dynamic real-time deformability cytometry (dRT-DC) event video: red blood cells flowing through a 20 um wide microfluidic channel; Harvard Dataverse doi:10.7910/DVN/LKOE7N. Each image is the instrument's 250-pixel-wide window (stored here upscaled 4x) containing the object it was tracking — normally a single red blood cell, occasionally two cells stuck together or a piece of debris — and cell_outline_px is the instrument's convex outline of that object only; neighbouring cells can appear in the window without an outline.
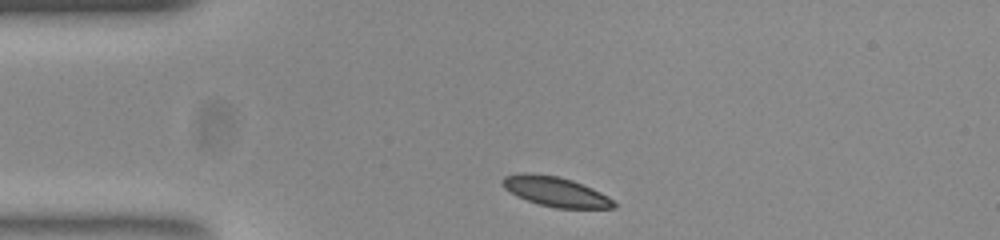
{"species": "common noctule bat (a hibernating species)", "species_latin": "Nyctalus noctula", "temperature_condition": "room temperature", "stored_images_in_passage": 35, "camera_frame_rate_fps": 3000, "um_per_image_px": 0.085, "animal": {"sex": "female", "body_mass_g": 23.0, "forearm_length_mm": 53.4}, "frame": {"image": 1, "passage_image": 1, "time_ms": 0.0, "image_size_px": [1000, 240], "cell_outline_px": [[616, 208], [556, 208], [540, 204], [516, 196], [504, 188], [504, 176], [556, 176], [572, 180], [592, 188], [608, 196], [616, 204]], "centroid_in_image_um": [47.34, 16.35], "position_along_channel_um": 37.7, "area_um2": 18.26}}
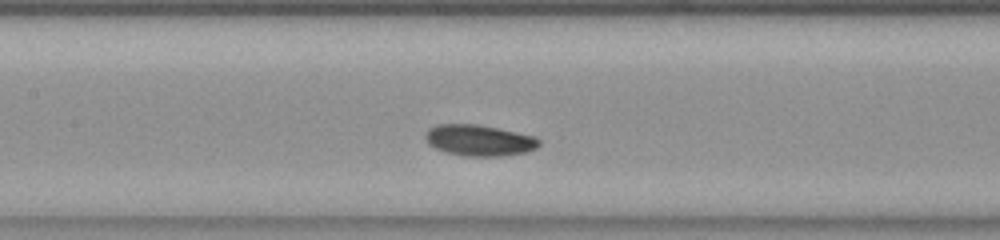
{"frame": {"image": 2, "passage_image": 14, "time_ms": 4.333, "image_size_px": [1000, 240], "cell_outline_px": [[540, 144], [536, 148], [528, 152], [500, 156], [464, 156], [448, 152], [436, 148], [428, 144], [424, 136], [428, 128], [436, 124], [476, 124], [536, 136], [540, 140]], "centroid_in_image_um": [40.73, 11.92], "position_along_channel_um": 166.7, "area_um2": 20.63}}
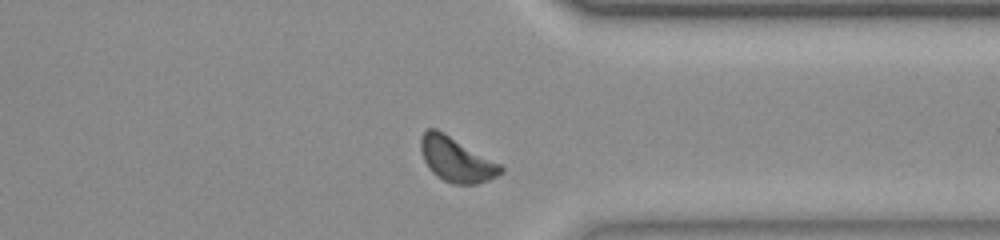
{"frame": {"image": 3, "passage_image": 31, "time_ms": 10.0, "image_size_px": [1000, 240], "cell_outline_px": [[504, 172], [488, 180], [476, 184], [452, 184], [436, 176], [428, 168], [420, 152], [420, 136], [428, 128], [436, 128], [500, 164], [504, 168]], "centroid_in_image_um": [38.75, 13.56], "position_along_channel_um": 372.6, "area_um2": 20.69}, "authors_computed_cell_mechanics": {"area_um2": 19.9988, "velocity_mm_per_s": 3.7096, "shape_relaxation_time_tau1_ms": 1.4578, "shape_relaxation_time_tau2_ms": null, "deformation_change_tau1": 0.0582, "deformation_change_tau2": null}}